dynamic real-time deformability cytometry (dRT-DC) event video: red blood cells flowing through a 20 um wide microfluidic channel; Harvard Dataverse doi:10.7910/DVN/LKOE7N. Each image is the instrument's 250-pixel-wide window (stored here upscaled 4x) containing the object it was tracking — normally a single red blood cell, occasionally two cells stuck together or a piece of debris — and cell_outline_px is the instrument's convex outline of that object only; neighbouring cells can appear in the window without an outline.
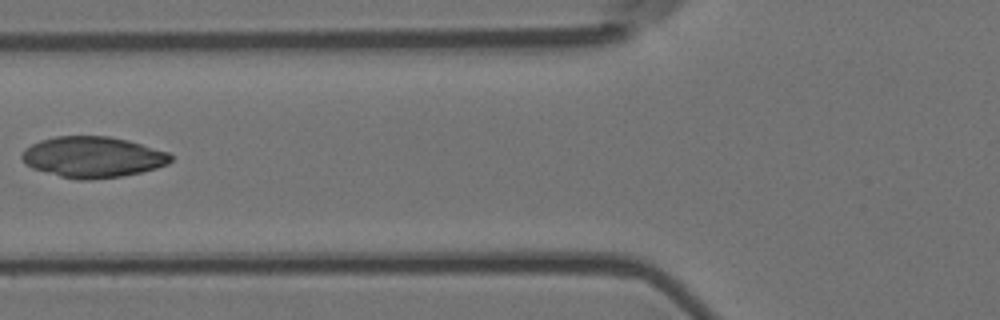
{"species": "Egyptian fruit bat (a non-hibernating species)", "species_latin": "Rousettus aegyptiacus", "temperature_condition": "room temperature", "stored_images_in_passage": 6, "camera_frame_rate_fps": 3000, "um_per_image_px": 0.085, "animal": {"sex": "female"}, "frame": {"image": 1, "passage_image": 6, "time_ms": 1.667, "image_size_px": [1000, 320], "cell_outline_px": [[172, 160], [168, 164], [156, 168], [140, 172], [120, 176], [92, 180], [76, 180], [60, 176], [32, 168], [24, 164], [20, 156], [24, 148], [40, 140], [56, 136], [108, 136], [128, 140], [168, 152], [172, 156]], "centroid_in_image_um": [7.86, 13.35], "position_along_channel_um": 117.9, "area_um2": 35.6}}